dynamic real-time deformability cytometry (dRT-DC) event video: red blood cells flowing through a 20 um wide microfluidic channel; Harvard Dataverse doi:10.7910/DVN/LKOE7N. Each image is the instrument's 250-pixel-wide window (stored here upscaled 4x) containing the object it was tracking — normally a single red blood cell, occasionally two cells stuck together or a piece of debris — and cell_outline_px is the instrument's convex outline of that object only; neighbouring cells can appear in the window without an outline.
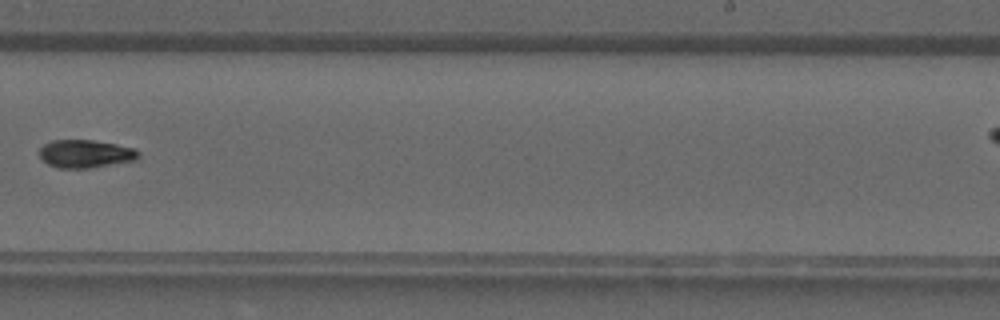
{"species": "common noctule bat (a hibernating species)", "species_latin": "Nyctalus noctula", "temperature_condition": "warm", "stored_images_in_passage": 28, "camera_frame_rate_fps": 3000, "um_per_image_px": 0.085, "animal": {"sex": "male", "forearm_length_mm": 52.5}, "frame": {"image": 1, "passage_image": 20, "time_ms": 6.333, "image_size_px": [1000, 320], "cell_outline_px": [[140, 160], [92, 168], [56, 168], [48, 164], [40, 156], [40, 148], [44, 144], [52, 140], [92, 140], [116, 144], [136, 148], [140, 152]], "centroid_in_image_um": [7.34, 13.08], "position_along_channel_um": 281.7, "area_um2": 16.47}}
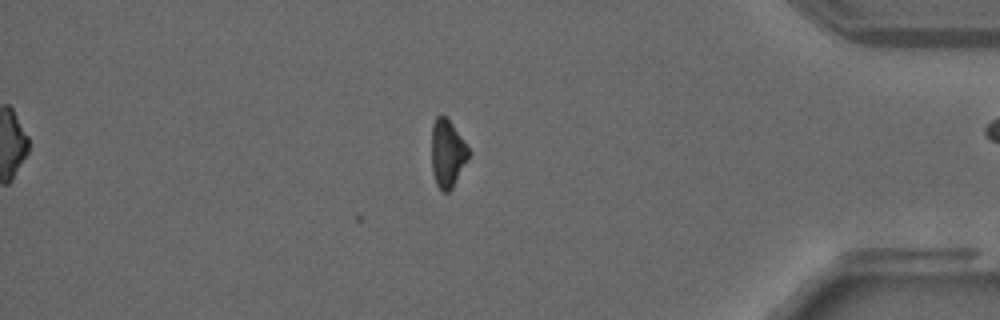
{"frame": {"image": 2, "passage_image": 28, "time_ms": 9.0, "image_size_px": [1000, 320], "cell_outline_px": [[472, 152], [468, 160], [452, 188], [448, 192], [444, 192], [436, 184], [432, 172], [432, 124], [436, 116], [444, 116], [452, 124], [464, 140]], "centroid_in_image_um": [38.05, 13.05], "position_along_channel_um": 397.2, "area_um2": 14.68}}